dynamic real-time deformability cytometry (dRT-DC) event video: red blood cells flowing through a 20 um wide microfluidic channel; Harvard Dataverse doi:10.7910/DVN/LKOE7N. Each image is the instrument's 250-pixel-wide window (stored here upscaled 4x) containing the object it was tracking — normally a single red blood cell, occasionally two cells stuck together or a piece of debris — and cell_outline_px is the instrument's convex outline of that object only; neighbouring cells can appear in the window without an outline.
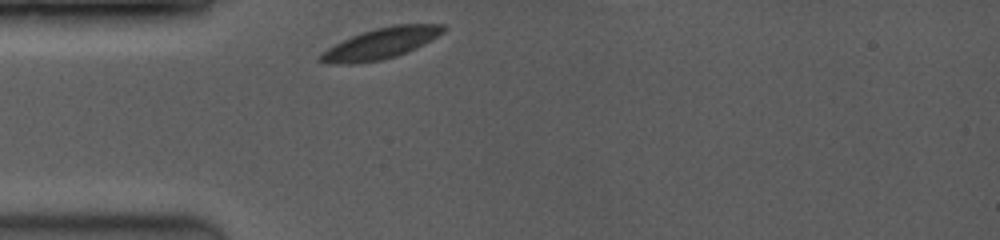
{"species": "common noctule bat (a hibernating species)", "species_latin": "Nyctalus noctula", "temperature_condition": "room temperature", "stored_images_in_passage": 23, "segment_of_instrument_passage": [1, 2], "camera_frame_rate_fps": 3500, "um_per_image_px": 0.085, "animal": {"sex": "female", "body_mass_g": 19.0, "forearm_length_mm": 53.3}, "frame": {"image": 1, "passage_image": 1, "time_ms": 0.0, "image_size_px": [1000, 240], "cell_outline_px": [[448, 28], [444, 32], [432, 40], [416, 48], [396, 56], [380, 60], [352, 64], [328, 64], [316, 60], [320, 52], [352, 36], [376, 28], [396, 24], [444, 24]], "centroid_in_image_um": [32.37, 3.7], "position_along_channel_um": 52.6, "area_um2": 22.14}}
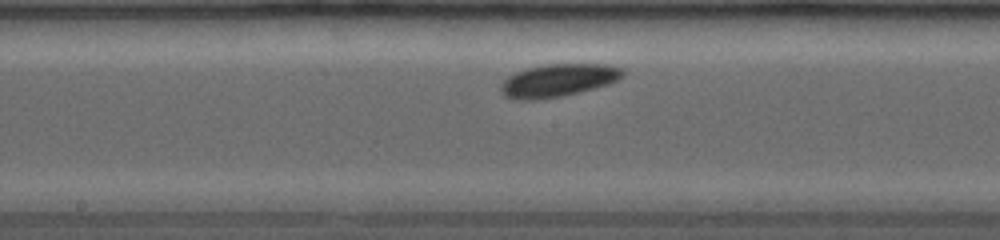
{"frame": {"image": 2, "passage_image": 11, "time_ms": 4.0, "image_size_px": [1000, 240], "cell_outline_px": [[624, 76], [608, 84], [560, 96], [536, 100], [512, 100], [504, 96], [500, 92], [500, 84], [508, 76], [516, 72], [528, 68], [544, 64], [612, 64], [624, 68]], "centroid_in_image_um": [47.41, 6.82], "position_along_channel_um": 200.8, "area_um2": 23.41}}
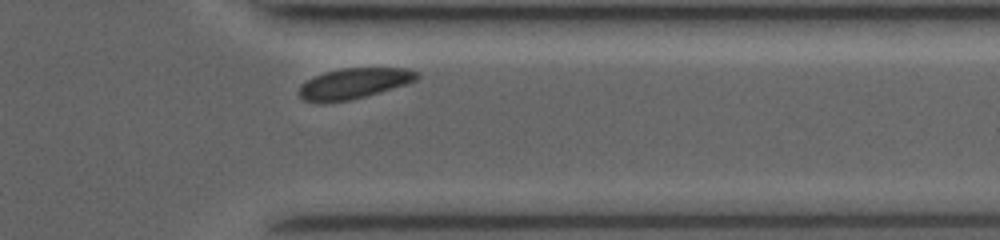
{"frame": {"image": 3, "passage_image": 20, "time_ms": 8.571, "image_size_px": [1000, 240], "cell_outline_px": [[420, 76], [416, 80], [392, 88], [364, 96], [348, 100], [324, 104], [304, 100], [300, 96], [300, 84], [312, 76], [324, 72], [340, 68], [408, 68], [420, 72]], "centroid_in_image_um": [30.05, 7.08], "position_along_channel_um": 381.4, "area_um2": 21.1}}